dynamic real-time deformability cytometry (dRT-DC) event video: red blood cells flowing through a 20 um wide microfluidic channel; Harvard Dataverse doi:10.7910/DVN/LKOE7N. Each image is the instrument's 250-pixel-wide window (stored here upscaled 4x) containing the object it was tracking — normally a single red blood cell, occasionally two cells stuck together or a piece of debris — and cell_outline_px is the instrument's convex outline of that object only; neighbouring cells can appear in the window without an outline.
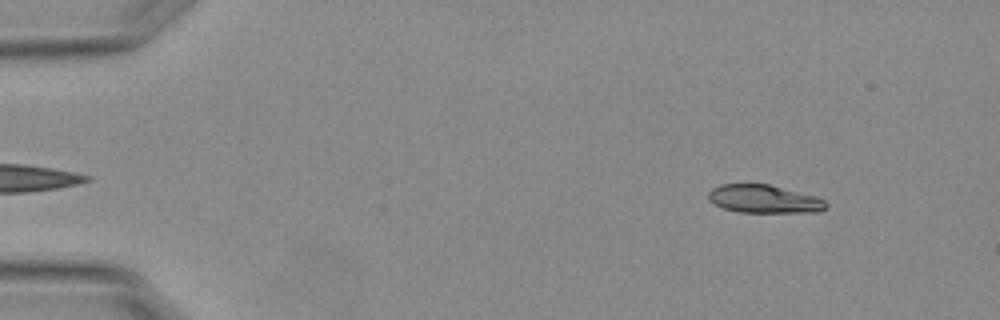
{"species": "Egyptian fruit bat (a non-hibernating species)", "species_latin": "Rousettus aegyptiacus", "temperature_condition": "warm", "stored_images_in_passage": 29, "camera_frame_rate_fps": 3000, "um_per_image_px": 0.085, "animal": {"sex": "female"}, "frame": {"image": 1, "passage_image": 3, "time_ms": 0.667, "image_size_px": [1000, 320], "cell_outline_px": [[828, 208], [820, 212], [740, 212], [724, 208], [708, 200], [708, 192], [712, 188], [720, 184], [768, 184], [816, 196], [824, 200], [828, 204]], "centroid_in_image_um": [64.97, 16.91], "position_along_channel_um": 20.0, "area_um2": 19.31}}
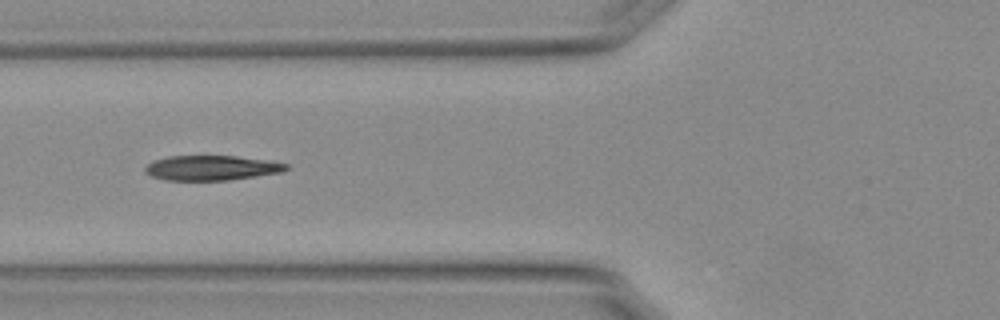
{"frame": {"image": 2, "passage_image": 18, "time_ms": 5.667, "image_size_px": [1000, 320], "cell_outline_px": [[288, 168], [280, 172], [228, 180], [164, 180], [152, 176], [144, 172], [144, 168], [152, 160], [168, 156], [236, 156], [272, 160], [288, 164]], "centroid_in_image_um": [17.95, 14.26], "position_along_channel_um": 107.8, "area_um2": 20.46}}
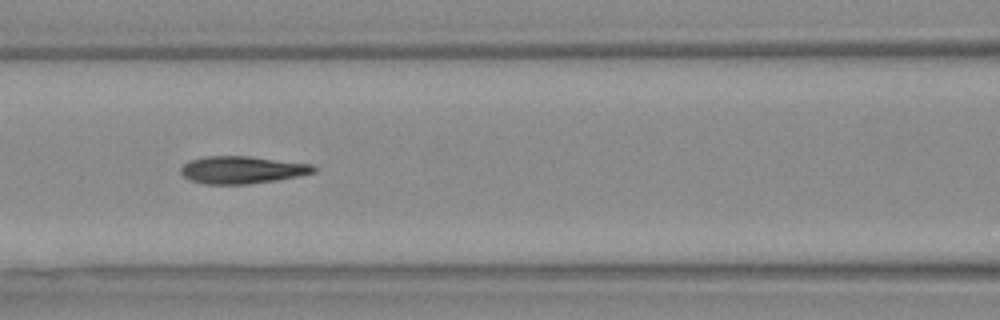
{"frame": {"image": 3, "passage_image": 21, "time_ms": 6.667, "image_size_px": [1000, 320], "cell_outline_px": [[316, 172], [300, 176], [276, 180], [248, 184], [204, 184], [192, 180], [184, 176], [180, 172], [180, 168], [188, 160], [204, 156], [252, 156], [312, 164], [316, 168]], "centroid_in_image_um": [20.59, 14.43], "position_along_channel_um": 146.0, "area_um2": 21.39}}